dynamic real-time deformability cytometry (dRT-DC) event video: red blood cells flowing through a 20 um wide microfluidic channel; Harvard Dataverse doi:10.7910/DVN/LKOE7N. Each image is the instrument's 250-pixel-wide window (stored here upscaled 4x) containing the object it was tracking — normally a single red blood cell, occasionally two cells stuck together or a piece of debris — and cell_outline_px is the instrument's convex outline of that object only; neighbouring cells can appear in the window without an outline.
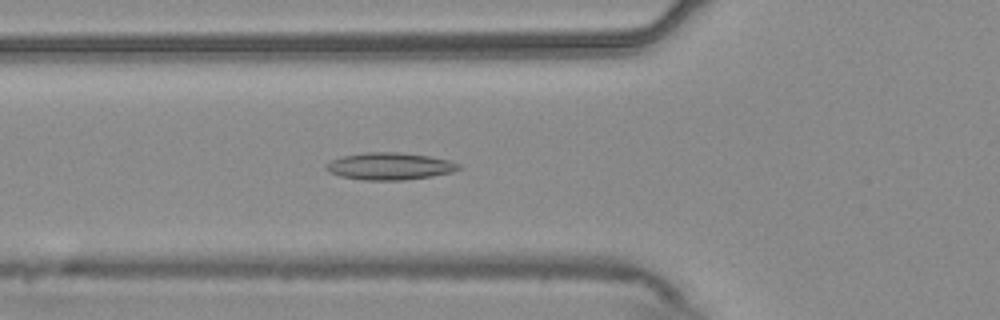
{"species": "common noctule bat (a hibernating species)", "species_latin": "Nyctalus noctula", "temperature_condition": "warm", "stored_images_in_passage": 54, "camera_frame_rate_fps": 3000, "um_per_image_px": 0.085, "animal": {"sex": "male", "body_mass_g": 20.4}, "frame": {"image": 1, "passage_image": 19, "time_ms": 6.0, "image_size_px": [1000, 320], "cell_outline_px": [[464, 168], [452, 172], [432, 176], [404, 180], [364, 180], [340, 176], [328, 172], [324, 168], [324, 164], [332, 160], [344, 156], [364, 152], [400, 152], [428, 156], [448, 160], [460, 164]], "centroid_in_image_um": [33.12, 14.13], "position_along_channel_um": 92.7, "area_um2": 21.1}}
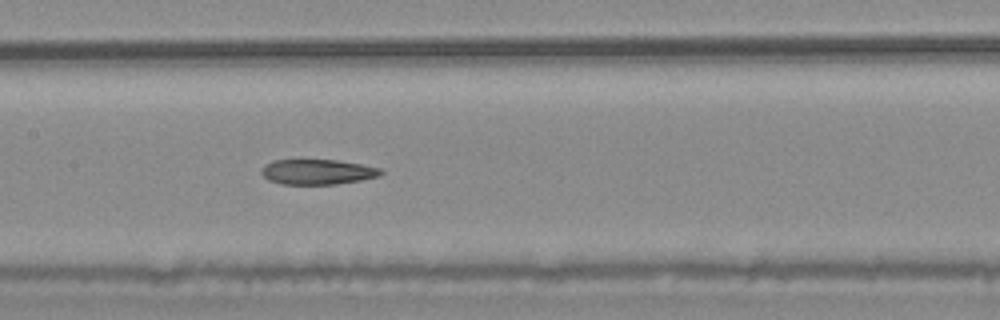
{"frame": {"image": 2, "passage_image": 26, "time_ms": 8.333, "image_size_px": [1000, 320], "cell_outline_px": [[384, 172], [380, 176], [360, 180], [336, 184], [280, 184], [268, 180], [260, 172], [264, 164], [272, 160], [336, 160], [360, 164], [380, 168]], "centroid_in_image_um": [26.96, 14.61], "position_along_channel_um": 180.4, "area_um2": 17.51}}
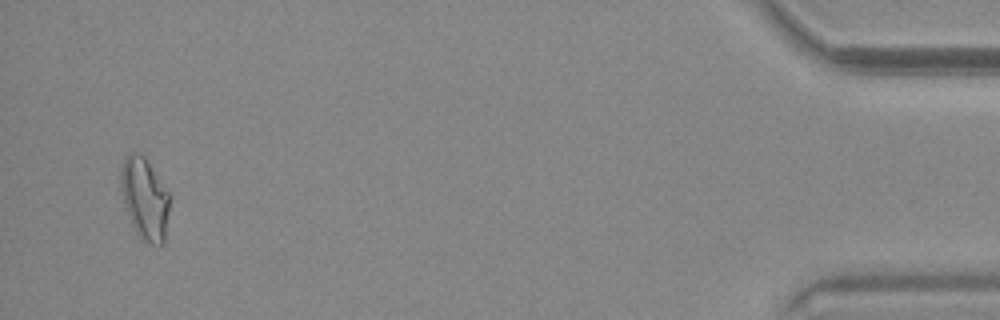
{"frame": {"image": 3, "passage_image": 52, "time_ms": 17.0, "image_size_px": [1000, 320], "cell_outline_px": [[168, 212], [164, 244], [148, 244], [140, 240], [132, 224], [124, 204], [120, 188], [120, 168], [124, 156], [128, 152], [140, 152], [144, 156], [168, 192]], "centroid_in_image_um": [12.26, 16.86], "position_along_channel_um": 422.9, "area_um2": 23.29}, "authors_computed_cell_mechanics": {"area_um2": 19.9699, "velocity_mm_per_s": 3.737, "shape_relaxation_time_tau1_ms": null, "shape_relaxation_time_tau2_ms": 3.1783, "deformation_change_tau1": null, "deformation_change_tau2": 0.1108}}